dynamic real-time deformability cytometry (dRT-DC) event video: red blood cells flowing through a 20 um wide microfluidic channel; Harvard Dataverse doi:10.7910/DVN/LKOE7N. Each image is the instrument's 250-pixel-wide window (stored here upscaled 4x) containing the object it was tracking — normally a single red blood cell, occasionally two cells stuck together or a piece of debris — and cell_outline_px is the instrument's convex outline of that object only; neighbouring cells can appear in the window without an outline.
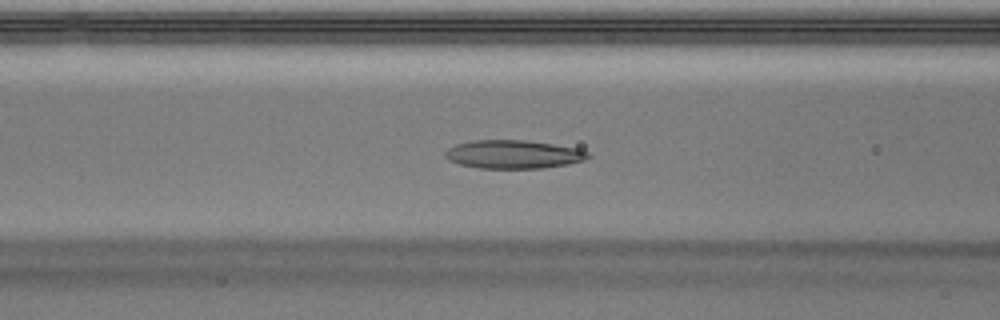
{"species": "Egyptian fruit bat (a non-hibernating species)", "species_latin": "Rousettus aegyptiacus", "temperature_condition": "warm", "stored_images_in_passage": 50, "camera_frame_rate_fps": 3000, "um_per_image_px": 0.085, "animal": {"sex": "male"}, "frame": {"image": 1, "passage_image": 20, "time_ms": 6.333, "image_size_px": [1000, 320], "cell_outline_px": [[592, 156], [584, 160], [568, 164], [544, 168], [480, 168], [460, 164], [448, 160], [444, 156], [444, 152], [448, 148], [456, 144], [472, 140], [524, 140], [552, 144], [576, 148], [588, 152]], "centroid_in_image_um": [43.62, 13.12], "position_along_channel_um": 123.0, "area_um2": 23.64}}
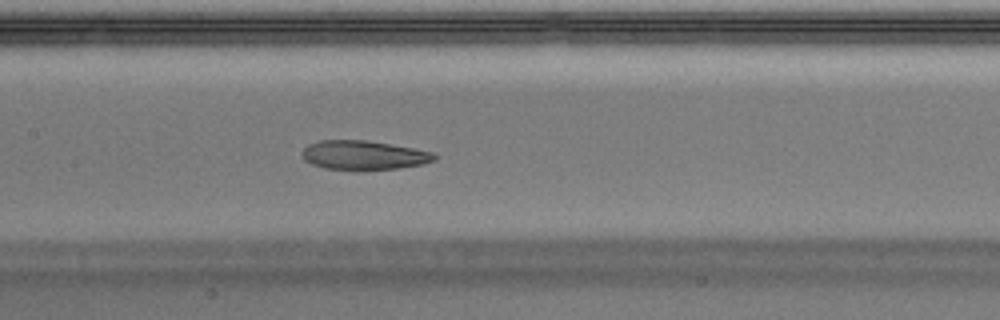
{"frame": {"image": 2, "passage_image": 24, "time_ms": 7.667, "image_size_px": [1000, 320], "cell_outline_px": [[436, 160], [424, 164], [400, 168], [324, 168], [312, 164], [304, 160], [304, 148], [308, 144], [320, 140], [364, 140], [412, 148], [432, 152], [436, 156]], "centroid_in_image_um": [30.93, 13.17], "position_along_channel_um": 176.5, "area_um2": 21.73}}
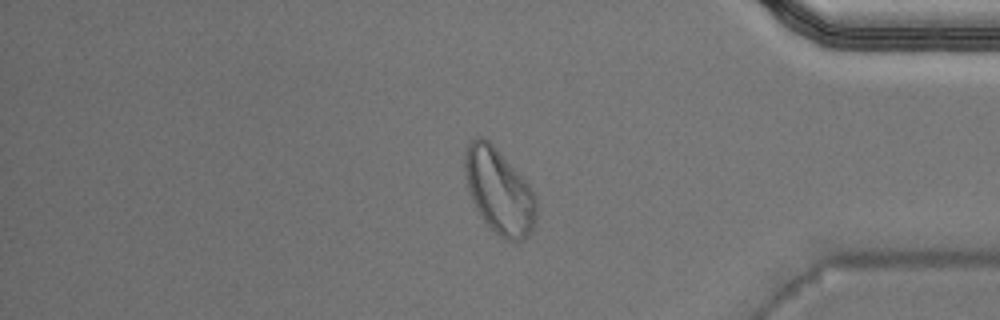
{"frame": {"image": 3, "passage_image": 42, "time_ms": 13.667, "image_size_px": [1000, 320], "cell_outline_px": [[536, 220], [532, 228], [524, 240], [508, 240], [500, 236], [484, 220], [476, 208], [472, 200], [468, 188], [464, 168], [464, 160], [468, 144], [476, 136], [480, 136], [488, 140], [492, 144], [528, 184], [536, 196]], "centroid_in_image_um": [42.42, 16.25], "position_along_channel_um": 392.8, "area_um2": 34.74}, "authors_computed_cell_mechanics": {"area_um2": 24.5072, "velocity_mm_per_s": 3.9989, "shape_relaxation_time_tau1_ms": null, "shape_relaxation_time_tau2_ms": 2.4643, "deformation_change_tau1": null, "deformation_change_tau2": 0.073}}